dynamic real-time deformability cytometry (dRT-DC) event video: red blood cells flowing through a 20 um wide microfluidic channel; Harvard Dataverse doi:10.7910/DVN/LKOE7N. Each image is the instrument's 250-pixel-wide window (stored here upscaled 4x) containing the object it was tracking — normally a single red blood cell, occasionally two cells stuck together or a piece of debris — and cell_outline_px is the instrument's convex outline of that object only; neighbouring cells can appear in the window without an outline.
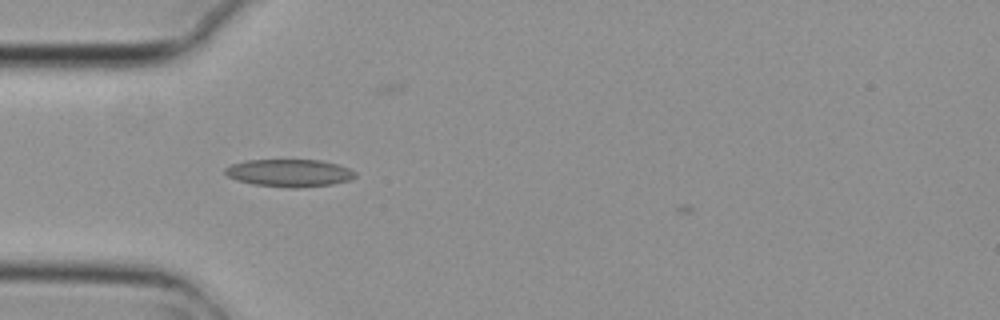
{"species": "common noctule bat (a hibernating species)", "species_latin": "Nyctalus noctula", "temperature_condition": "cold", "stored_images_in_passage": 7, "camera_frame_rate_fps": 3000, "um_per_image_px": 0.085, "animal": {"sex": "female", "body_mass_g": 29.2, "forearm_length_mm": 56.3}, "frame": {"image": 1, "passage_image": 2, "time_ms": 0.333, "image_size_px": [1000, 320], "cell_outline_px": [[356, 176], [348, 180], [332, 184], [296, 188], [288, 188], [252, 184], [236, 180], [228, 176], [224, 172], [224, 168], [232, 164], [248, 160], [320, 160], [336, 164], [348, 168], [356, 172]], "centroid_in_image_um": [24.57, 14.7], "position_along_channel_um": 60.4, "area_um2": 20.81}}
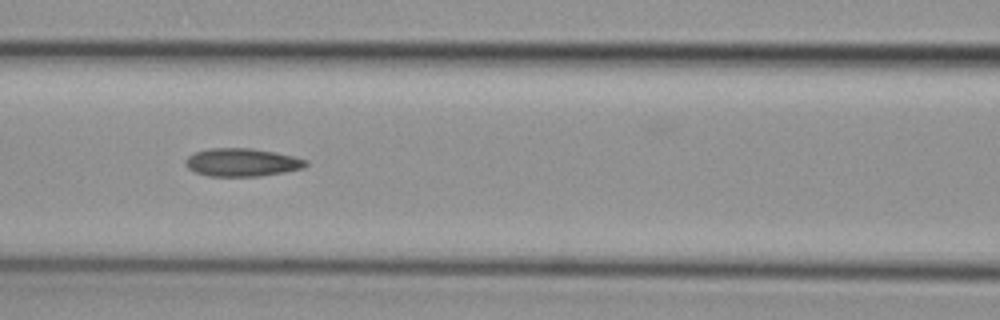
{"frame": {"image": 2, "passage_image": 4, "time_ms": 1.0, "image_size_px": [1000, 320], "cell_outline_px": [[308, 164], [304, 168], [284, 172], [260, 176], [208, 176], [196, 172], [188, 168], [184, 164], [184, 160], [188, 156], [196, 152], [208, 148], [252, 148], [276, 152], [308, 160]], "centroid_in_image_um": [20.57, 13.8], "position_along_channel_um": 146.0, "area_um2": 19.77}}
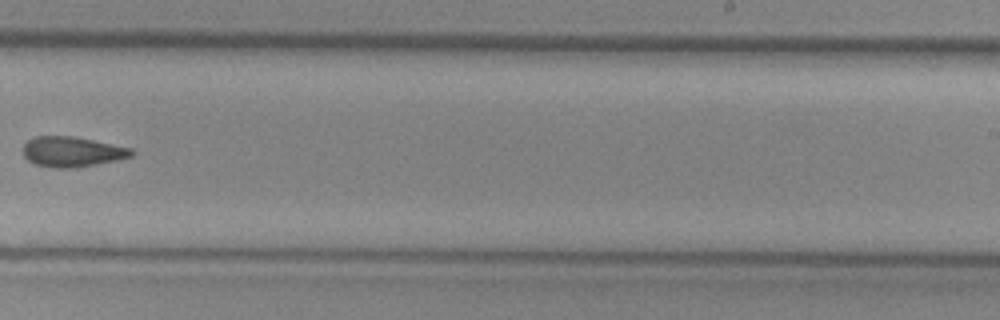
{"frame": {"image": 3, "passage_image": 7, "time_ms": 2.0, "image_size_px": [1000, 320], "cell_outline_px": [[136, 152], [132, 156], [116, 160], [76, 168], [52, 168], [36, 164], [28, 160], [24, 156], [24, 144], [28, 140], [36, 136], [72, 136], [132, 148]], "centroid_in_image_um": [6.14, 12.9], "position_along_channel_um": 282.9, "area_um2": 19.02}}